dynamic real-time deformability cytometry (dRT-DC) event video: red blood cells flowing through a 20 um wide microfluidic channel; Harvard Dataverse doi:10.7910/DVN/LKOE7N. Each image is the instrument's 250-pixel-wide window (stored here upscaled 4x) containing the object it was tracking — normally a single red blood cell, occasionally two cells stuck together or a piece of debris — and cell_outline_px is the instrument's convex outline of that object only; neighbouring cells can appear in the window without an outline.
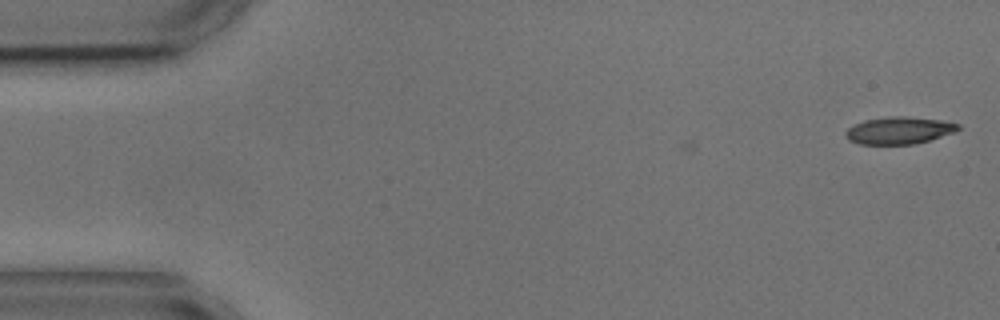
{"species": "common noctule bat (a hibernating species)", "species_latin": "Nyctalus noctula", "temperature_condition": "cold", "stored_images_in_passage": 3, "camera_frame_rate_fps": 3000, "um_per_image_px": 0.085, "animal": {"sex": "male", "body_mass_g": 17.9, "forearm_length_mm": 54.2}, "frame": {"image": 1, "passage_image": 1, "time_ms": 0.0, "image_size_px": [1000, 320], "cell_outline_px": [[960, 128], [956, 132], [928, 140], [912, 144], [860, 144], [848, 140], [844, 136], [844, 132], [852, 124], [864, 120], [892, 116], [904, 116], [940, 120], [960, 124]], "centroid_in_image_um": [76.38, 11.08], "position_along_channel_um": 8.6, "area_um2": 17.86}}